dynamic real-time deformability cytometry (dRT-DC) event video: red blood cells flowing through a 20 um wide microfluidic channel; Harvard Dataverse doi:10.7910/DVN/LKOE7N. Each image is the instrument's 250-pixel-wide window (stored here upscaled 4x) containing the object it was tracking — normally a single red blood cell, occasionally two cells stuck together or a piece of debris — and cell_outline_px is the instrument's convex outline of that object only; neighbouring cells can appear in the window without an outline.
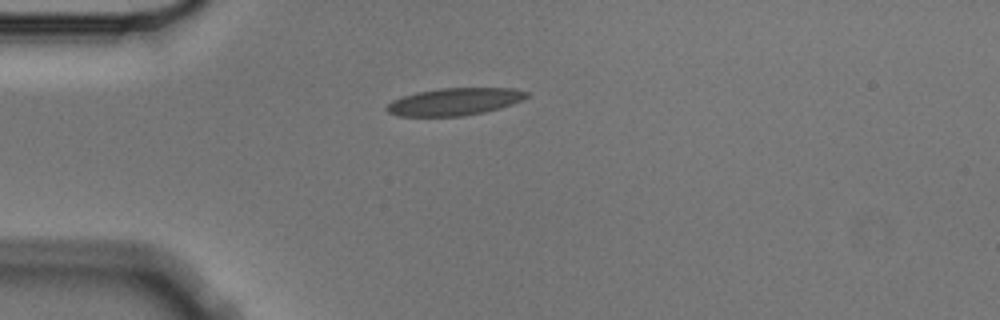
{"species": "Egyptian fruit bat (a non-hibernating species)", "species_latin": "Rousettus aegyptiacus", "temperature_condition": "cold", "stored_images_in_passage": 3, "camera_frame_rate_fps": 3000, "um_per_image_px": 0.085, "animal": {"sex": "male"}, "frame": {"image": 1, "passage_image": 1, "time_ms": 0.0, "image_size_px": [1000, 320], "cell_outline_px": [[528, 96], [524, 100], [500, 108], [484, 112], [464, 116], [400, 116], [388, 112], [384, 108], [392, 100], [416, 92], [440, 88], [516, 88], [528, 92]], "centroid_in_image_um": [38.66, 8.64], "position_along_channel_um": 46.3, "area_um2": 22.37}}
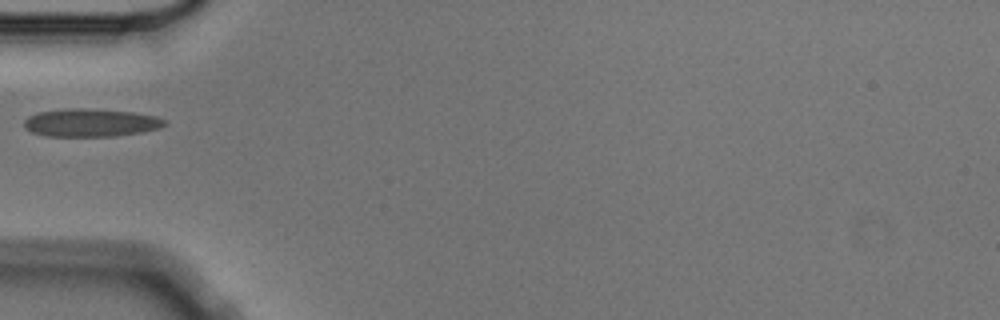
{"frame": {"image": 2, "passage_image": 2, "time_ms": 0.333, "image_size_px": [1000, 320], "cell_outline_px": [[168, 124], [156, 128], [140, 132], [112, 136], [44, 136], [32, 132], [24, 128], [24, 120], [28, 116], [40, 112], [64, 108], [88, 108], [132, 112], [156, 116], [168, 120]], "centroid_in_image_um": [7.69, 10.42], "position_along_channel_um": 77.3, "area_um2": 22.95}}
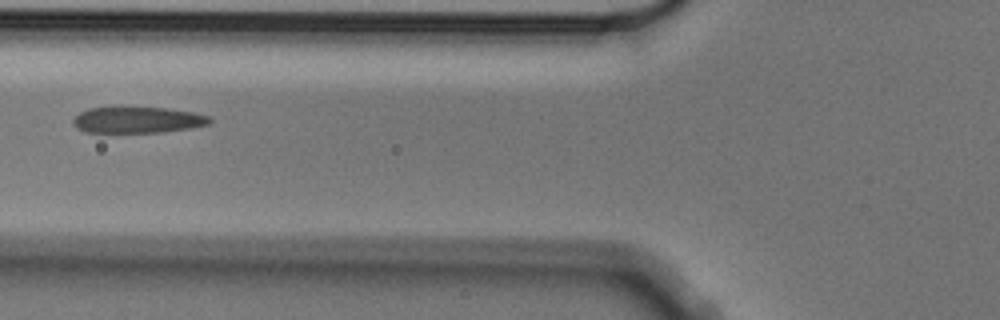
{"frame": {"image": 3, "passage_image": 3, "time_ms": 0.667, "image_size_px": [1000, 320], "cell_outline_px": [[212, 120], [208, 124], [188, 128], [164, 132], [84, 132], [76, 128], [72, 124], [72, 120], [80, 112], [88, 108], [120, 104], [168, 108], [192, 112], [212, 116]], "centroid_in_image_um": [11.63, 10.14], "position_along_channel_um": 114.2, "area_um2": 21.85}}